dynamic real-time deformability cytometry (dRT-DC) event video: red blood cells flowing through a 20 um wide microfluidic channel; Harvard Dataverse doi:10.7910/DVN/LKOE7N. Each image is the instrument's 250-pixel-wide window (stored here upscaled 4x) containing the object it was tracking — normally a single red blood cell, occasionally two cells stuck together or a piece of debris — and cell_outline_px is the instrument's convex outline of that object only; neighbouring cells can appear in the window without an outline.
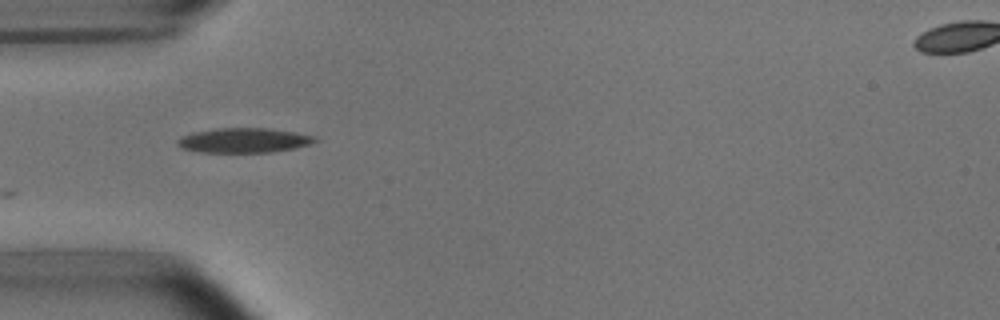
{"species": "common noctule bat (a hibernating species)", "species_latin": "Nyctalus noctula", "temperature_condition": "room temperature", "stored_images_in_passage": 7, "camera_frame_rate_fps": 3000, "um_per_image_px": 0.085, "animal": {"sex": "male", "body_mass_g": 15.6}, "frame": {"image": 1, "passage_image": 3, "time_ms": 2.0, "image_size_px": [1000, 320], "cell_outline_px": [[316, 140], [308, 144], [296, 148], [272, 152], [200, 152], [184, 148], [176, 144], [176, 140], [180, 136], [192, 132], [216, 128], [268, 128], [296, 132], [316, 136]], "centroid_in_image_um": [20.7, 11.92], "position_along_channel_um": 64.3, "area_um2": 19.83}}
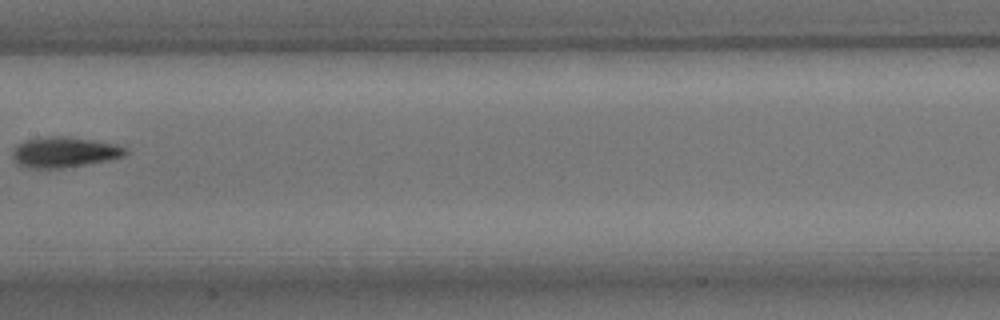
{"frame": {"image": 2, "passage_image": 6, "time_ms": 5.667, "image_size_px": [1000, 320], "cell_outline_px": [[128, 152], [124, 156], [108, 160], [60, 168], [28, 168], [16, 164], [12, 156], [12, 148], [16, 144], [24, 140], [40, 136], [68, 136], [116, 144], [128, 148]], "centroid_in_image_um": [5.41, 12.92], "position_along_channel_um": 202.0, "area_um2": 20.35}}